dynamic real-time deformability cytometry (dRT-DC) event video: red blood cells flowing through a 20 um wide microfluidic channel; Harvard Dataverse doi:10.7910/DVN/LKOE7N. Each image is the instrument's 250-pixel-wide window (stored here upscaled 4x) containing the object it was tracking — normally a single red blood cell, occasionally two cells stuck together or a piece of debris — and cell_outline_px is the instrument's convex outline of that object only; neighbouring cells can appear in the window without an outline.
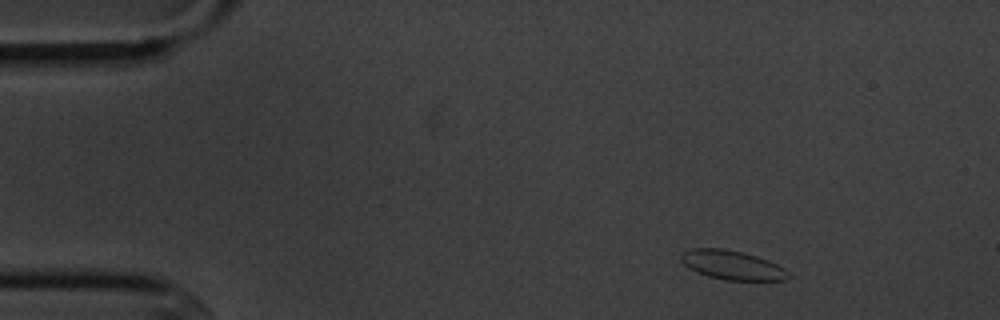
{"species": "common noctule bat (a hibernating species)", "species_latin": "Nyctalus noctula", "temperature_condition": "cold", "stored_images_in_passage": 3, "camera_frame_rate_fps": 3000, "um_per_image_px": 0.085, "animal": {"sex": "male", "body_mass_g": 20.1, "forearm_length_mm": 53.5}, "frame": {"image": 1, "passage_image": 1, "time_ms": 0.0, "image_size_px": [1000, 320], "cell_outline_px": [[792, 276], [788, 280], [724, 280], [708, 276], [696, 272], [684, 264], [680, 260], [680, 256], [684, 252], [692, 248], [724, 248], [744, 252], [768, 260], [784, 268]], "centroid_in_image_um": [62.25, 22.53], "position_along_channel_um": 22.7, "area_um2": 18.32}}
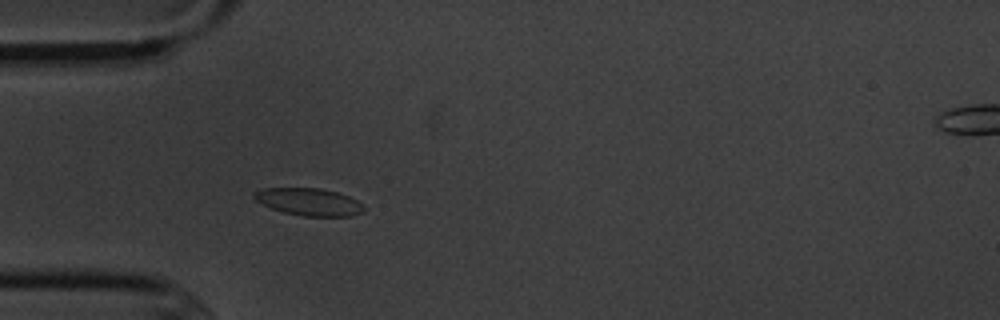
{"frame": {"image": 2, "passage_image": 3, "time_ms": 3.0, "image_size_px": [1000, 320], "cell_outline_px": [[364, 212], [348, 216], [304, 216], [284, 212], [272, 208], [256, 200], [252, 196], [252, 192], [264, 188], [320, 188], [336, 192], [348, 196], [356, 200], [364, 208]], "centroid_in_image_um": [26.24, 17.15], "position_along_channel_um": 58.8, "area_um2": 17.28}}